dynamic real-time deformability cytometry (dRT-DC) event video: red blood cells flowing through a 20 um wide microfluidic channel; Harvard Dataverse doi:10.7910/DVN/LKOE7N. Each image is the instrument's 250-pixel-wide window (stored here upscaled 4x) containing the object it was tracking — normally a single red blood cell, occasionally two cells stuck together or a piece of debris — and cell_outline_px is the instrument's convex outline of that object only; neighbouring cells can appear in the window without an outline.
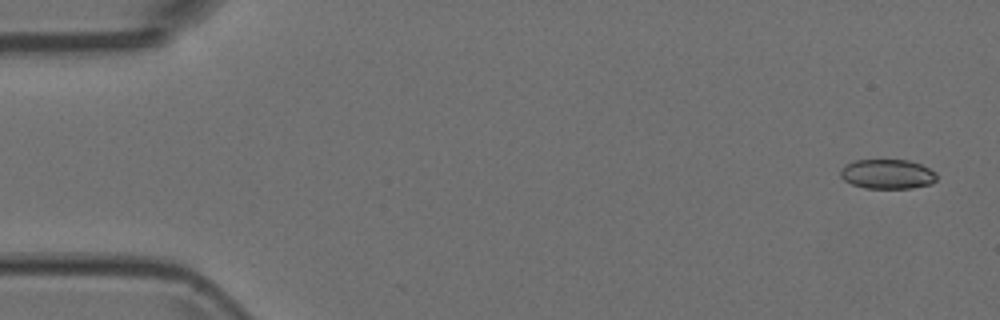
{"species": "Egyptian fruit bat (a non-hibernating species)", "species_latin": "Rousettus aegyptiacus", "temperature_condition": "room temperature", "stored_images_in_passage": 5, "camera_frame_rate_fps": 3000, "um_per_image_px": 0.085, "animal": {"sex": "female"}, "frame": {"image": 1, "passage_image": 1, "time_ms": 0.0, "image_size_px": [1000, 320], "cell_outline_px": [[936, 180], [932, 184], [912, 188], [864, 188], [852, 184], [844, 180], [840, 176], [840, 168], [856, 160], [908, 160], [920, 164], [936, 172]], "centroid_in_image_um": [75.43, 14.8], "position_along_channel_um": 9.6, "area_um2": 16.59}}
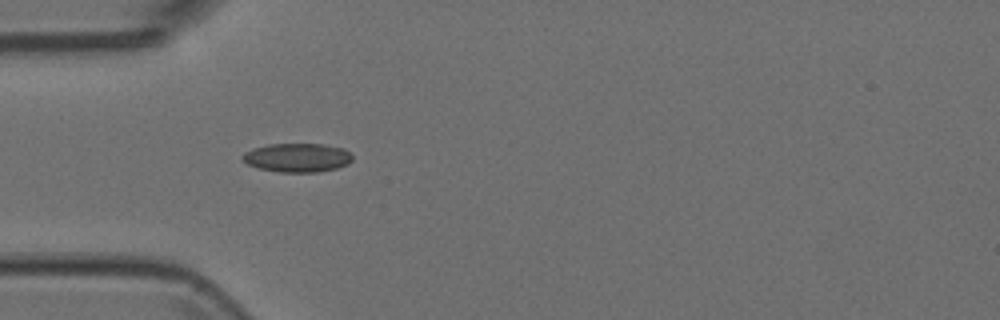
{"frame": {"image": 2, "passage_image": 5, "time_ms": 1.333, "image_size_px": [1000, 320], "cell_outline_px": [[352, 160], [348, 164], [336, 168], [316, 172], [280, 172], [260, 168], [248, 164], [240, 156], [244, 152], [252, 148], [268, 144], [324, 144], [344, 148], [352, 156]], "centroid_in_image_um": [25.26, 13.39], "position_along_channel_um": 59.7, "area_um2": 18.44}}